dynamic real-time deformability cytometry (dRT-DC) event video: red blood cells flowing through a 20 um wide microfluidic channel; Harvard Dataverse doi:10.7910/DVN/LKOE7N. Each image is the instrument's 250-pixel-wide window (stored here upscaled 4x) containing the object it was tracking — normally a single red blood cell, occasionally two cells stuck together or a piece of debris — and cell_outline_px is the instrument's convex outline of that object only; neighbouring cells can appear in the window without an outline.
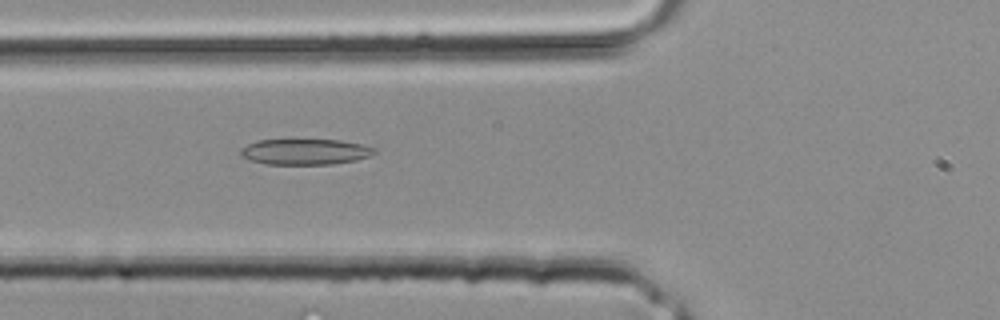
{"species": "common noctule bat (a hibernating species)", "species_latin": "Nyctalus noctula", "temperature_condition": "room temperature", "stored_images_in_passage": 4, "camera_frame_rate_fps": 3000, "um_per_image_px": 0.085, "animal": {"sex": "male", "body_mass_g": 20.4}, "frame": {"image": 1, "passage_image": 4, "time_ms": 1.0, "image_size_px": [1000, 320], "cell_outline_px": [[376, 152], [368, 156], [356, 160], [332, 164], [264, 164], [240, 156], [240, 148], [256, 140], [292, 136], [340, 140], [364, 144], [376, 148]], "centroid_in_image_um": [25.89, 12.83], "position_along_channel_um": 99.9, "area_um2": 21.33}}